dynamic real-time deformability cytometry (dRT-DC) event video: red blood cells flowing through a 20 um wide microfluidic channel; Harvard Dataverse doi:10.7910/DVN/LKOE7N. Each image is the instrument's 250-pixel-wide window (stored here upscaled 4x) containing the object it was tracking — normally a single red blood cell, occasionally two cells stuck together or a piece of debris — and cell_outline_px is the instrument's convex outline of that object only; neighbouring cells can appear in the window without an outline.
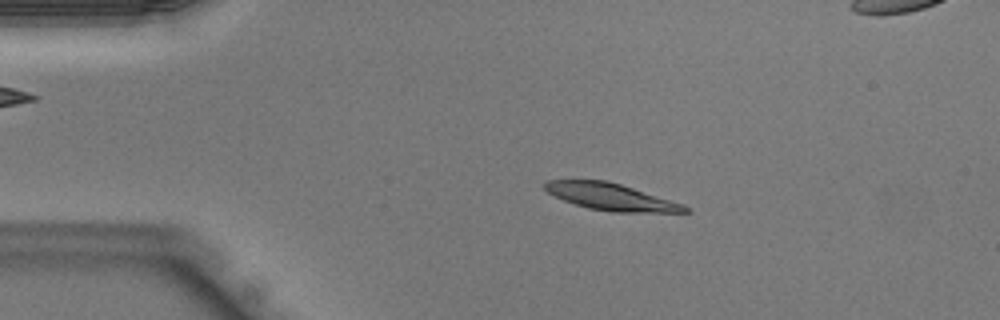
{"species": "Egyptian fruit bat (a non-hibernating species)", "species_latin": "Rousettus aegyptiacus", "temperature_condition": "warm", "stored_images_in_passage": 40, "camera_frame_rate_fps": 3000, "um_per_image_px": 0.085, "animal": {"sex": "male"}, "frame": {"image": 1, "passage_image": 5, "time_ms": 1.333, "image_size_px": [1000, 320], "cell_outline_px": [[692, 212], [612, 212], [588, 208], [564, 200], [548, 192], [544, 188], [544, 184], [548, 180], [604, 180], [620, 184], [684, 204]], "centroid_in_image_um": [51.95, 16.73], "position_along_channel_um": 33.1, "area_um2": 21.62}}
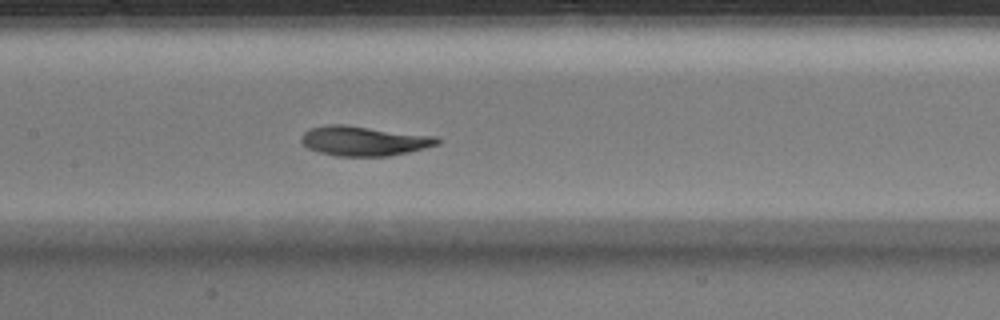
{"frame": {"image": 2, "passage_image": 17, "time_ms": 5.333, "image_size_px": [1000, 320], "cell_outline_px": [[440, 144], [408, 152], [388, 156], [336, 156], [320, 152], [308, 148], [300, 140], [300, 136], [308, 128], [328, 124], [344, 124], [436, 136], [440, 140]], "centroid_in_image_um": [30.91, 11.97], "position_along_channel_um": 176.5, "area_um2": 23.64}}
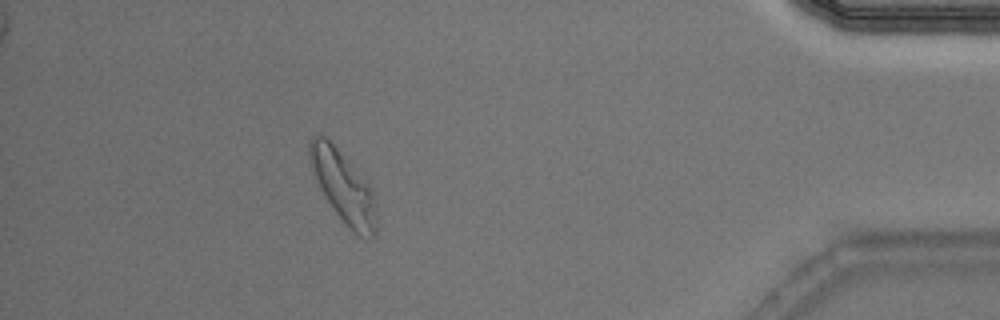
{"frame": {"image": 3, "passage_image": 35, "time_ms": 11.333, "image_size_px": [1000, 320], "cell_outline_px": [[376, 236], [360, 236], [336, 212], [328, 200], [308, 160], [308, 140], [316, 132], [324, 136], [336, 148], [368, 188], [372, 196], [376, 216]], "centroid_in_image_um": [29.11, 15.82], "position_along_channel_um": 406.1, "area_um2": 25.78}}